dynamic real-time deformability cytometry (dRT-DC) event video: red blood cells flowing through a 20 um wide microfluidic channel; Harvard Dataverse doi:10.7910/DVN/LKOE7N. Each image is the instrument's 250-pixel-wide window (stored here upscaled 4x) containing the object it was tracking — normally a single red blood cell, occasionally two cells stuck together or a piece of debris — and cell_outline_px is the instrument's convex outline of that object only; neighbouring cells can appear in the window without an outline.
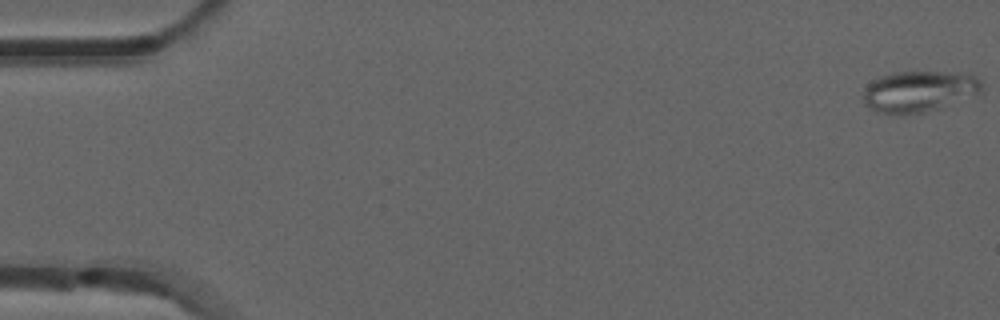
{"species": "common noctule bat (a hibernating species)", "species_latin": "Nyctalus noctula", "temperature_condition": "room temperature", "stored_images_in_passage": 13, "camera_frame_rate_fps": 3000, "um_per_image_px": 0.085, "animal": {"sex": "male", "forearm_length_mm": 52.5}, "frame": {"image": 1, "passage_image": 1, "time_ms": 0.0, "image_size_px": [1000, 320], "cell_outline_px": [[984, 84], [980, 92], [940, 108], [924, 112], [892, 116], [876, 112], [868, 108], [864, 104], [864, 92], [868, 84], [872, 80], [880, 76], [896, 72], [940, 72], [976, 76]], "centroid_in_image_um": [78.05, 7.79], "position_along_channel_um": 7.0, "area_um2": 28.38}}